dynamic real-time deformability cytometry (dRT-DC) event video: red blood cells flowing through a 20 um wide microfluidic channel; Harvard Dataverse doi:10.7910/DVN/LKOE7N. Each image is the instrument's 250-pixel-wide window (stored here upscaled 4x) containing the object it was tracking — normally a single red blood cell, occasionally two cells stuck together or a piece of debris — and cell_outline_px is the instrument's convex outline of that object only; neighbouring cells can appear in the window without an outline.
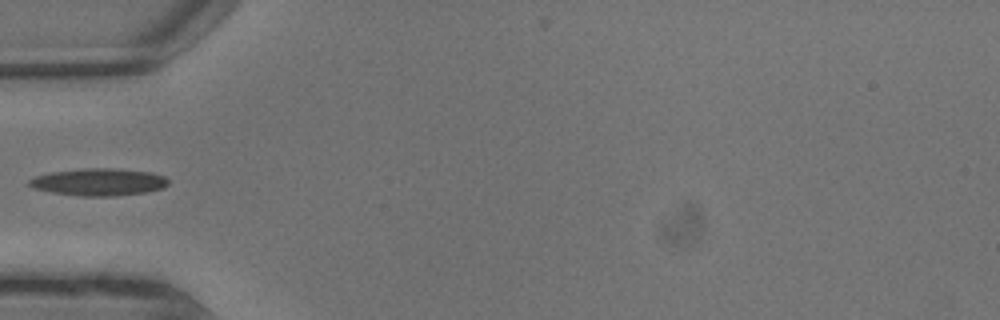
{"species": "common noctule bat (a hibernating species)", "species_latin": "Nyctalus noctula", "temperature_condition": "warm", "stored_images_in_passage": 11, "camera_frame_rate_fps": 3000, "um_per_image_px": 0.085, "animal": {"sex": "male", "body_mass_g": 13.3}, "frame": {"image": 1, "passage_image": 7, "time_ms": 2.0, "image_size_px": [1000, 320], "cell_outline_px": [[168, 184], [164, 188], [144, 192], [112, 196], [84, 196], [52, 192], [36, 188], [28, 184], [28, 180], [36, 176], [52, 172], [84, 168], [116, 168], [152, 172], [164, 176], [168, 180]], "centroid_in_image_um": [8.43, 15.46], "position_along_channel_um": 76.6, "area_um2": 21.91}}
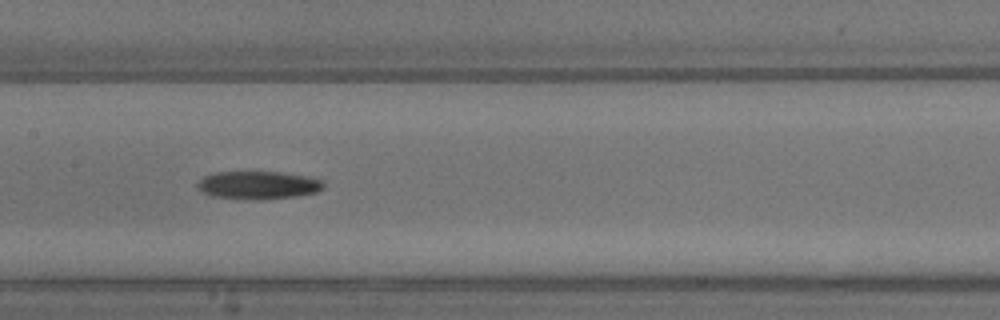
{"frame": {"image": 2, "passage_image": 10, "time_ms": 3.0, "image_size_px": [1000, 320], "cell_outline_px": [[324, 188], [316, 192], [296, 196], [256, 200], [252, 200], [212, 196], [200, 192], [196, 188], [196, 184], [204, 176], [212, 172], [284, 172], [312, 176], [324, 180]], "centroid_in_image_um": [21.95, 15.73], "position_along_channel_um": 185.4, "area_um2": 20.98}}
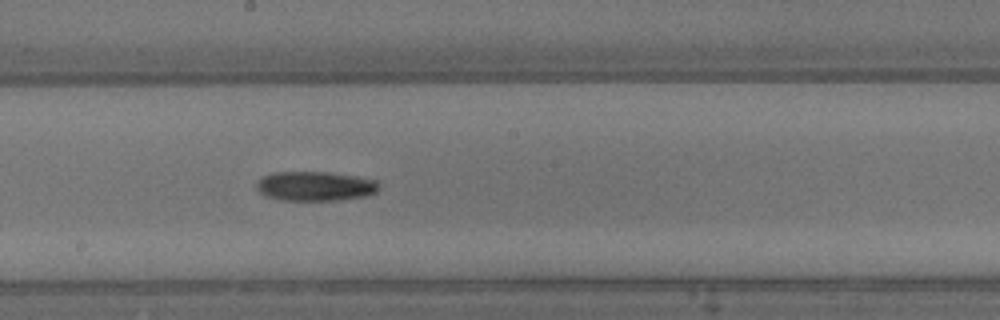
{"frame": {"image": 3, "passage_image": 11, "time_ms": 3.333, "image_size_px": [1000, 320], "cell_outline_px": [[380, 188], [376, 192], [364, 196], [336, 200], [280, 200], [268, 196], [260, 192], [256, 188], [256, 184], [264, 176], [276, 172], [328, 172], [356, 176], [376, 180], [380, 184]], "centroid_in_image_um": [26.82, 15.82], "position_along_channel_um": 221.4, "area_um2": 20.87}}